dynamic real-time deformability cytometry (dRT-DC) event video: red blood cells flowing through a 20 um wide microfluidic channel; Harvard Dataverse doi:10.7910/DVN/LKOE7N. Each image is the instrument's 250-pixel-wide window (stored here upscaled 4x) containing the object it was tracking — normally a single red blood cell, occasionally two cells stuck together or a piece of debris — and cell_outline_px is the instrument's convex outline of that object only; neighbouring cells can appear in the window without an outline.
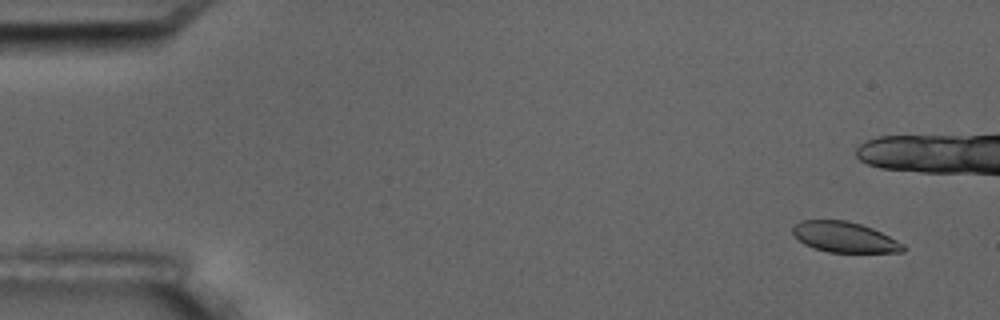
{"species": "common noctule bat (a hibernating species)", "species_latin": "Nyctalus noctula", "temperature_condition": "room temperature", "stored_images_in_passage": 6, "camera_frame_rate_fps": 3000, "um_per_image_px": 0.085, "animal": {"sex": "male", "body_mass_g": 17.5, "forearm_length_mm": 52.3}, "frame": {"image": 1, "passage_image": 1, "time_ms": 0.0, "image_size_px": [1000, 320], "cell_outline_px": [[904, 252], [828, 252], [804, 244], [792, 232], [792, 228], [800, 220], [848, 220], [872, 228], [904, 244]], "centroid_in_image_um": [71.77, 20.15], "position_along_channel_um": 13.2, "area_um2": 19.36}}